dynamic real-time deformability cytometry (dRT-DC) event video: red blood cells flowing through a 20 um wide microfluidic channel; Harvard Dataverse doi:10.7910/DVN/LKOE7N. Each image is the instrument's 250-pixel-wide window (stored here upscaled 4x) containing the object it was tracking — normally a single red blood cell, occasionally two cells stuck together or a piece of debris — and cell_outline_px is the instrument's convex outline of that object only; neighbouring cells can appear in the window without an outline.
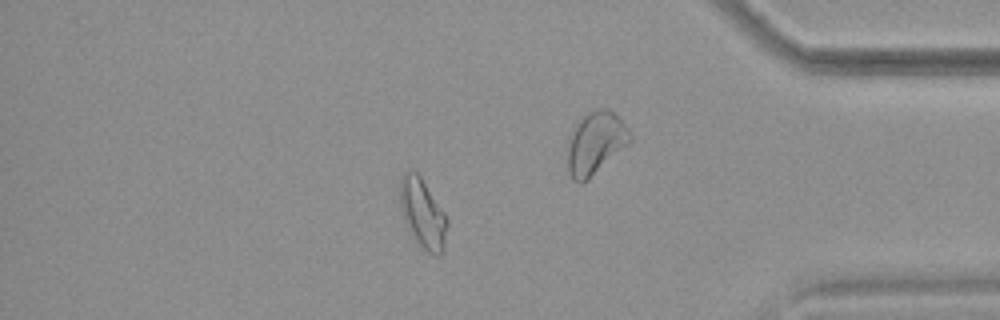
{"species": "common noctule bat (a hibernating species)", "species_latin": "Nyctalus noctula", "temperature_condition": "warm", "stored_images_in_passage": 55, "camera_frame_rate_fps": 3000, "um_per_image_px": 0.085, "animal": {"sex": "female", "body_mass_g": 18.4}, "frame": {"image": 1, "passage_image": 47, "time_ms": 15.333, "image_size_px": [1000, 320], "cell_outline_px": [[448, 224], [444, 248], [440, 256], [436, 256], [428, 252], [416, 240], [404, 216], [400, 200], [400, 176], [404, 172], [416, 172], [420, 176], [444, 212], [448, 220]], "centroid_in_image_um": [35.97, 18.14], "position_along_channel_um": 399.2, "area_um2": 18.44}, "authors_computed_cell_mechanics": {"area_um2": 18.4382, "velocity_mm_per_s": 3.8208, "shape_relaxation_time_tau1_ms": null, "shape_relaxation_time_tau2_ms": 4.2047, "deformation_change_tau1": null, "deformation_change_tau2": 0.1009}}